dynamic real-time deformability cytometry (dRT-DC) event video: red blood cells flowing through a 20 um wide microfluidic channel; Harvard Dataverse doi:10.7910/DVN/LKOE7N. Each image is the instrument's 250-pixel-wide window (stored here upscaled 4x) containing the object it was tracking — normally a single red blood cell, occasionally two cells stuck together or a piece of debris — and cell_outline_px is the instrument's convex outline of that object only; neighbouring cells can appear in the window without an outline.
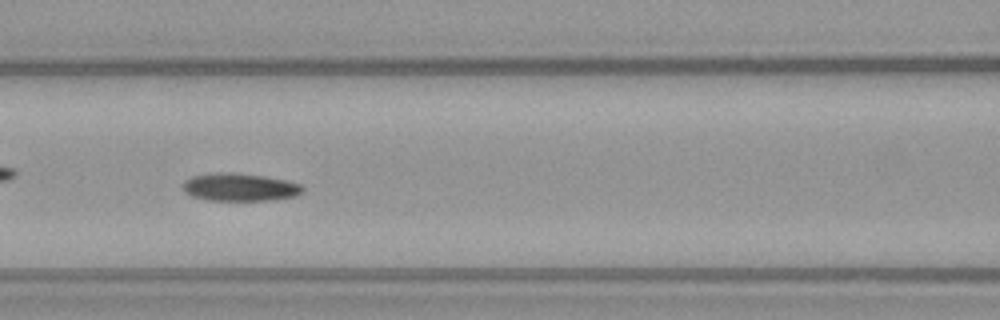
{"species": "common noctule bat (a hibernating species)", "species_latin": "Nyctalus noctula", "temperature_condition": "warm", "stored_images_in_passage": 52, "camera_frame_rate_fps": 3000, "um_per_image_px": 0.085, "animal": {"sex": "female", "body_mass_g": 21.9}, "frame": {"image": 1, "passage_image": 23, "time_ms": 7.333, "image_size_px": [1000, 320], "cell_outline_px": [[304, 192], [296, 196], [276, 200], [208, 200], [192, 196], [184, 192], [184, 180], [192, 176], [212, 172], [232, 172], [264, 176], [284, 180], [300, 184], [304, 188]], "centroid_in_image_um": [20.39, 15.9], "position_along_channel_um": 146.2, "area_um2": 19.54}}
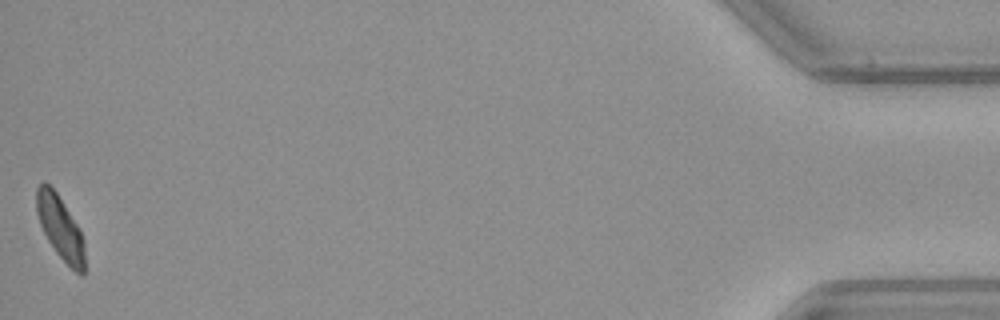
{"frame": {"image": 2, "passage_image": 52, "time_ms": 17.0, "image_size_px": [1000, 320], "cell_outline_px": [[84, 276], [80, 276], [56, 252], [48, 240], [40, 224], [36, 212], [36, 188], [44, 180], [56, 192], [76, 224], [84, 240]], "centroid_in_image_um": [5.1, 19.35], "position_along_channel_um": 430.1, "area_um2": 17.46}}